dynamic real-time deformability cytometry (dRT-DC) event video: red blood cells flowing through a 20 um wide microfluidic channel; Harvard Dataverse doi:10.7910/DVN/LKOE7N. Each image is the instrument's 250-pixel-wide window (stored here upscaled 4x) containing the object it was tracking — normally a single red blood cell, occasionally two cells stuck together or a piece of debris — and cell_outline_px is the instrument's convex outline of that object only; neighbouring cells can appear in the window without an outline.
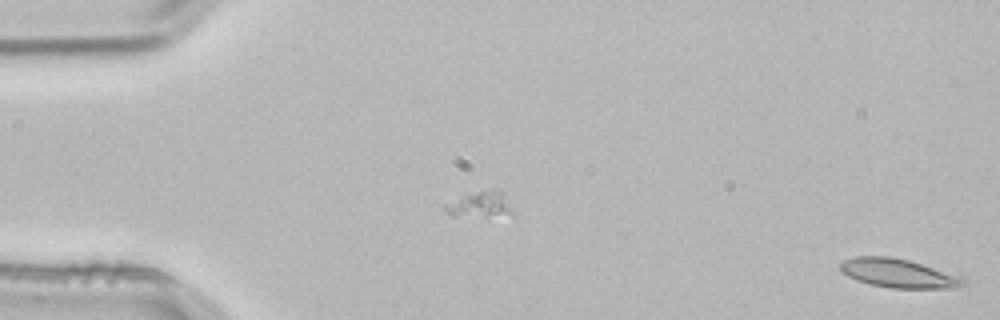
{"species": "common noctule bat (a hibernating species)", "species_latin": "Nyctalus noctula", "temperature_condition": "room temperature", "stored_images_in_passage": 3, "segment_of_instrument_passage": [2, 2], "camera_frame_rate_fps": 3000, "um_per_image_px": 0.085, "animal": {"sex": "male", "body_mass_g": 21.5, "forearm_length_mm": 52.0}, "frame": {"image": 1, "passage_image": 3, "time_ms": 0.667, "image_size_px": [1000, 320], "cell_outline_px": [[968, 280], [964, 284], [956, 288], [892, 288], [872, 284], [856, 280], [840, 272], [840, 264], [844, 260], [856, 256], [888, 256], [908, 260], [960, 276]], "centroid_in_image_um": [76.35, 23.23], "position_along_channel_um": 8.7, "area_um2": 20.52}}